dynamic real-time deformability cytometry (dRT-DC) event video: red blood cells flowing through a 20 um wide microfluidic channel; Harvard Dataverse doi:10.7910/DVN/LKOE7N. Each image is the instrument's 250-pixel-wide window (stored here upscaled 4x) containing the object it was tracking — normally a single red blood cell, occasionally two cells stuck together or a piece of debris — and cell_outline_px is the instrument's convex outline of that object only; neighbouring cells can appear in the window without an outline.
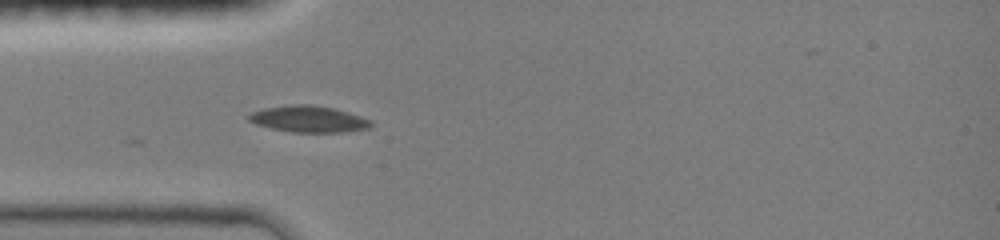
{"species": "common noctule bat (a hibernating species)", "species_latin": "Nyctalus noctula", "temperature_condition": "room temperature", "stored_images_in_passage": 35, "camera_frame_rate_fps": 3000, "um_per_image_px": 0.085, "animal": {"sex": "female", "body_mass_g": 19.0, "forearm_length_mm": 51.5}, "frame": {"image": 1, "passage_image": 1, "time_ms": 0.0, "image_size_px": [1000, 240], "cell_outline_px": [[372, 124], [368, 128], [340, 132], [292, 132], [272, 128], [256, 124], [248, 120], [248, 116], [252, 112], [264, 108], [292, 104], [312, 104], [332, 108], [348, 112], [372, 120]], "centroid_in_image_um": [26.22, 10.11], "position_along_channel_um": 58.8, "area_um2": 18.67}}
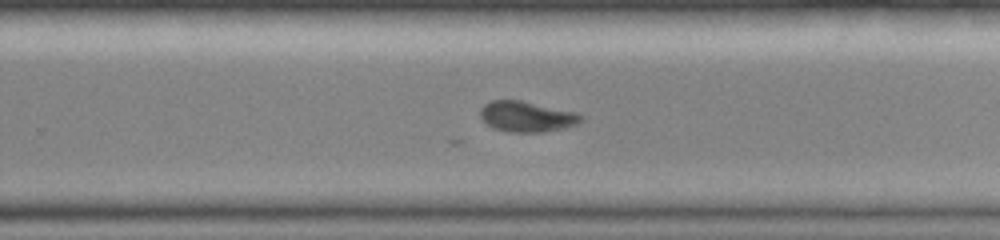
{"frame": {"image": 2, "passage_image": 18, "time_ms": 5.667, "image_size_px": [1000, 240], "cell_outline_px": [[584, 120], [576, 124], [564, 128], [544, 132], [508, 132], [492, 128], [480, 116], [480, 108], [484, 104], [492, 100], [520, 100], [576, 112], [584, 116]], "centroid_in_image_um": [44.78, 9.91], "position_along_channel_um": 285.0, "area_um2": 18.03}}
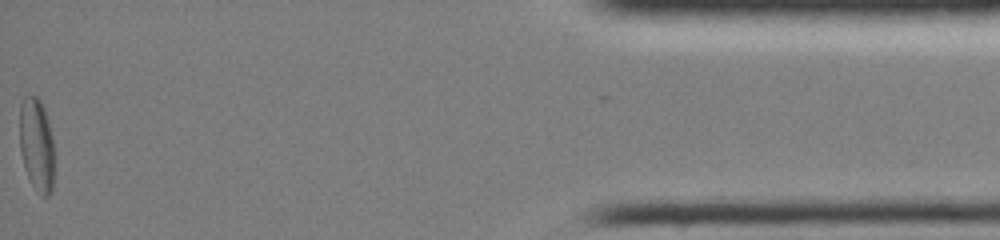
{"frame": {"image": 3, "passage_image": 35, "time_ms": 11.333, "image_size_px": [1000, 240], "cell_outline_px": [[52, 188], [48, 196], [44, 196], [32, 184], [28, 176], [20, 152], [20, 104], [24, 96], [36, 96], [40, 100], [44, 108], [52, 136]], "centroid_in_image_um": [3.08, 12.23], "position_along_channel_um": 432.1, "area_um2": 18.26}, "authors_computed_cell_mechanics": {"area_um2": 18.2648, "velocity_mm_per_s": 4.0292, "shape_relaxation_time_tau1_ms": null, "shape_relaxation_time_tau2_ms": 8.3819, "deformation_change_tau1": null, "deformation_change_tau2": 0.0915}}